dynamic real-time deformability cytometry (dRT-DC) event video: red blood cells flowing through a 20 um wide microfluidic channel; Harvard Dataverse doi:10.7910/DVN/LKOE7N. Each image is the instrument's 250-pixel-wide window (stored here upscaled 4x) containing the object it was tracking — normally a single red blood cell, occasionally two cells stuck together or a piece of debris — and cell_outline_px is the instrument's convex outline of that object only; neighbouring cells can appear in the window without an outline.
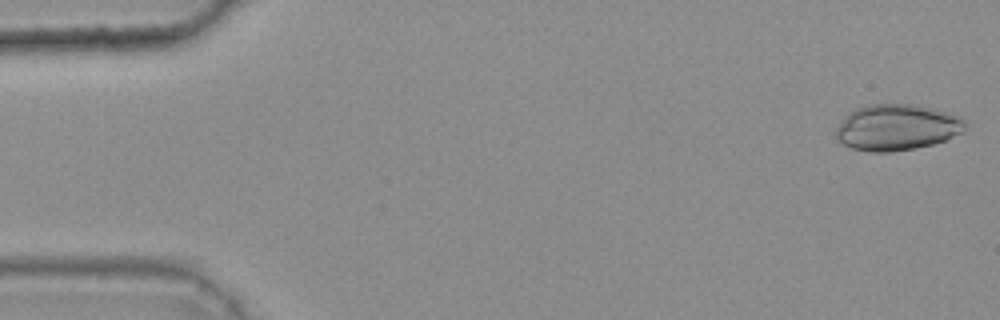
{"species": "common noctule bat (a hibernating species)", "species_latin": "Nyctalus noctula", "temperature_condition": "warm", "stored_images_in_passage": 46, "camera_frame_rate_fps": 3000, "um_per_image_px": 0.085, "animal": {"sex": "female", "body_mass_g": 25.1}, "frame": {"image": 1, "passage_image": 1, "time_ms": 0.0, "image_size_px": [1000, 320], "cell_outline_px": [[968, 120], [964, 132], [944, 140], [932, 144], [892, 152], [872, 152], [852, 148], [836, 140], [836, 128], [844, 116], [856, 108], [868, 104], [912, 104], [932, 108], [960, 116]], "centroid_in_image_um": [76.24, 10.82], "position_along_channel_um": 8.8, "area_um2": 34.85}}
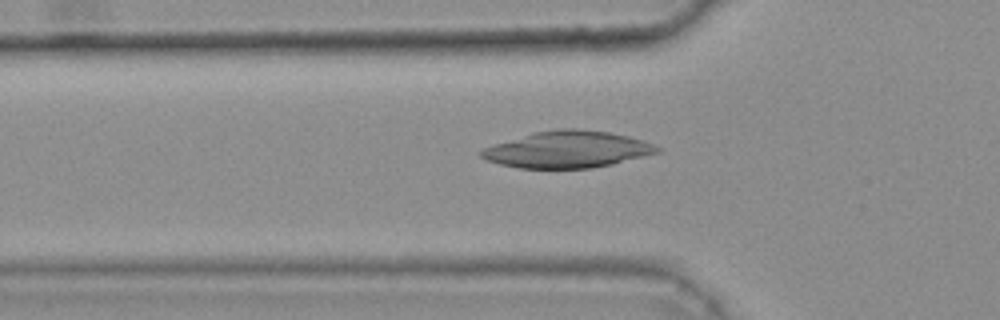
{"frame": {"image": 2, "passage_image": 17, "time_ms": 5.333, "image_size_px": [1000, 320], "cell_outline_px": [[660, 152], [612, 164], [592, 168], [516, 168], [500, 164], [488, 160], [480, 156], [480, 152], [484, 148], [496, 144], [536, 132], [556, 128], [580, 128], [608, 132], [628, 136], [652, 144], [660, 148]], "centroid_in_image_um": [48.25, 12.71], "position_along_channel_um": 77.5, "area_um2": 37.17}}
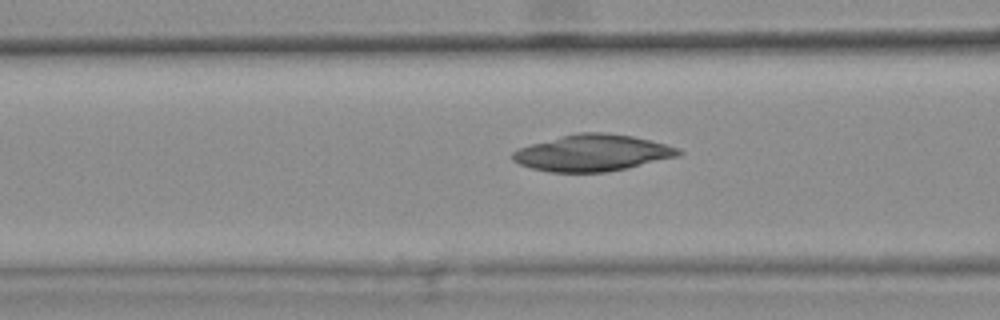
{"frame": {"image": 3, "passage_image": 20, "time_ms": 6.333, "image_size_px": [1000, 320], "cell_outline_px": [[684, 152], [680, 156], [624, 168], [604, 172], [548, 172], [532, 168], [520, 164], [512, 160], [512, 152], [516, 148], [560, 136], [576, 132], [608, 132], [632, 136], [668, 144], [680, 148]], "centroid_in_image_um": [50.36, 12.98], "position_along_channel_um": 116.2, "area_um2": 35.43}}